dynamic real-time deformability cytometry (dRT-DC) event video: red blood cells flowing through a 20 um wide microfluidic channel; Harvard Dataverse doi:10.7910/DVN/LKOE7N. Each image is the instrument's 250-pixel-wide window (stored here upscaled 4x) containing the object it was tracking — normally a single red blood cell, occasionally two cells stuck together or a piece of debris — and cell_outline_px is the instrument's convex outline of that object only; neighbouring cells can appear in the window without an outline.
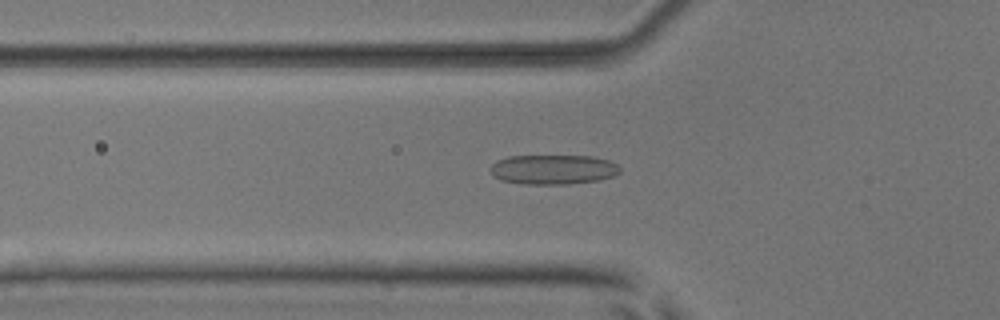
{"species": "common noctule bat (a hibernating species)", "species_latin": "Nyctalus noctula", "temperature_condition": "room temperature", "stored_images_in_passage": 49, "camera_frame_rate_fps": 3000, "um_per_image_px": 0.085, "animal": {"sex": "male", "body_mass_g": 17.9, "forearm_length_mm": 54.2}, "frame": {"image": 1, "passage_image": 15, "time_ms": 4.667, "image_size_px": [1000, 320], "cell_outline_px": [[620, 172], [616, 176], [600, 180], [568, 184], [524, 184], [500, 180], [488, 168], [496, 160], [508, 156], [592, 156], [608, 160], [616, 164], [620, 168]], "centroid_in_image_um": [47.03, 14.41], "position_along_channel_um": 78.8, "area_um2": 22.54}}
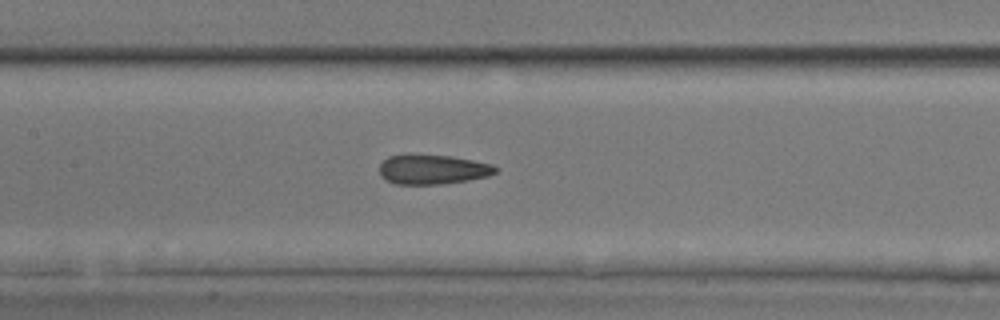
{"frame": {"image": 2, "passage_image": 22, "time_ms": 7.0, "image_size_px": [1000, 320], "cell_outline_px": [[500, 168], [496, 172], [488, 176], [468, 180], [440, 184], [396, 184], [380, 176], [380, 164], [388, 156], [408, 152], [452, 156], [492, 164]], "centroid_in_image_um": [36.75, 14.36], "position_along_channel_um": 170.6, "area_um2": 20.52}}
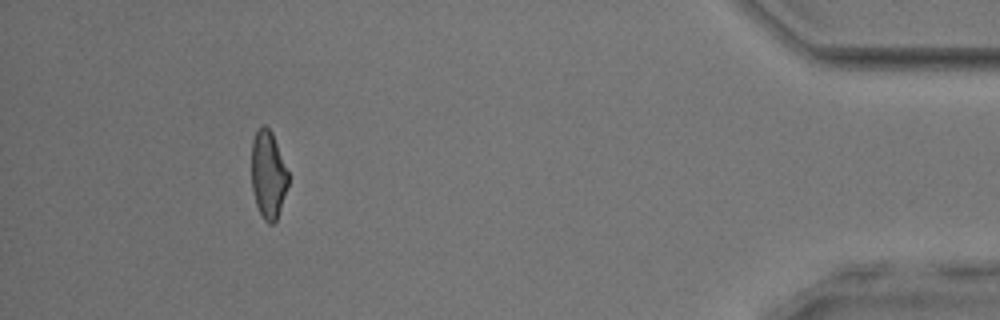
{"frame": {"image": 3, "passage_image": 45, "time_ms": 14.667, "image_size_px": [1000, 320], "cell_outline_px": [[288, 184], [276, 220], [272, 224], [268, 224], [264, 220], [256, 204], [252, 188], [252, 140], [256, 128], [264, 124], [272, 132], [288, 172]], "centroid_in_image_um": [22.78, 14.81], "position_along_channel_um": 412.4, "area_um2": 18.61}, "authors_computed_cell_mechanics": {"area_um2": 20.6346, "velocity_mm_per_s": 3.9204, "shape_relaxation_time_tau1_ms": 9.1241, "shape_relaxation_time_tau2_ms": 1.8731, "deformation_change_tau1": 0.1915, "deformation_change_tau2": 0.1041}}